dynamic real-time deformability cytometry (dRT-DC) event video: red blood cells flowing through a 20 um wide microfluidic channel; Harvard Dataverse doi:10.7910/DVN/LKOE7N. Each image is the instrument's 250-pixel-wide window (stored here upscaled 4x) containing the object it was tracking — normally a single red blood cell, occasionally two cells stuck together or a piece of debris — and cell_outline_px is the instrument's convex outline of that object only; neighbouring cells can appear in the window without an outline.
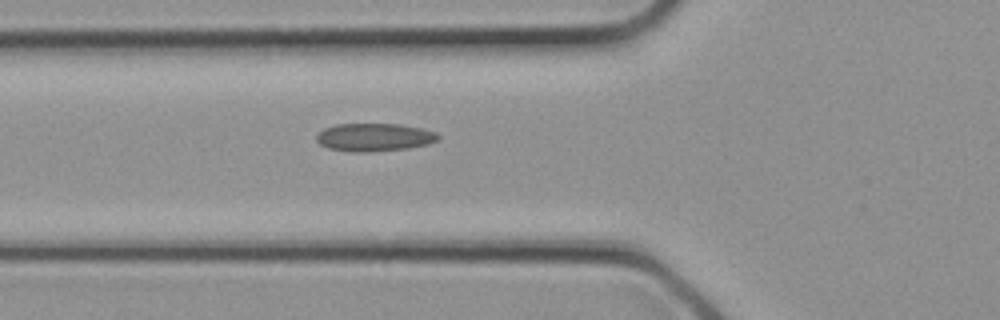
{"species": "common noctule bat (a hibernating species)", "species_latin": "Nyctalus noctula", "temperature_condition": "cold", "stored_images_in_passage": 3, "camera_frame_rate_fps": 3000, "um_per_image_px": 0.085, "animal": {"sex": "female", "body_mass_g": 21.9}, "frame": {"image": 1, "passage_image": 3, "time_ms": 0.667, "image_size_px": [1000, 320], "cell_outline_px": [[440, 140], [428, 144], [408, 148], [368, 152], [352, 152], [328, 148], [320, 144], [316, 140], [316, 136], [324, 128], [336, 124], [400, 124], [420, 128], [436, 132], [440, 136]], "centroid_in_image_um": [31.83, 11.67], "position_along_channel_um": 94.0, "area_um2": 19.88}}